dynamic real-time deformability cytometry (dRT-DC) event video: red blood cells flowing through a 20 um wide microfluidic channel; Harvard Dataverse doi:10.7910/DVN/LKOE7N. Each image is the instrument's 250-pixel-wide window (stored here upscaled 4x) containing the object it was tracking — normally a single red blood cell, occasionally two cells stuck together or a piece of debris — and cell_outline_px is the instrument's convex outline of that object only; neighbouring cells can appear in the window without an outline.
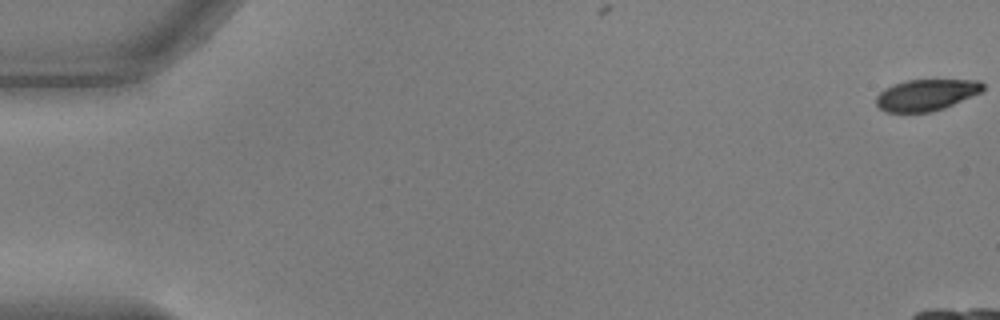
{"species": "common noctule bat (a hibernating species)", "species_latin": "Nyctalus noctula", "temperature_condition": "warm", "stored_images_in_passage": 9, "camera_frame_rate_fps": 3000, "um_per_image_px": 0.085, "animal": {"sex": "male", "body_mass_g": 17.9, "forearm_length_mm": 54.2}, "frame": {"image": 1, "passage_image": 1, "time_ms": 0.0, "image_size_px": [1000, 320], "cell_outline_px": [[984, 88], [980, 92], [944, 108], [932, 112], [884, 112], [876, 104], [876, 96], [884, 88], [908, 80], [980, 80], [984, 84]], "centroid_in_image_um": [78.71, 8.07], "position_along_channel_um": 6.3, "area_um2": 19.36}}